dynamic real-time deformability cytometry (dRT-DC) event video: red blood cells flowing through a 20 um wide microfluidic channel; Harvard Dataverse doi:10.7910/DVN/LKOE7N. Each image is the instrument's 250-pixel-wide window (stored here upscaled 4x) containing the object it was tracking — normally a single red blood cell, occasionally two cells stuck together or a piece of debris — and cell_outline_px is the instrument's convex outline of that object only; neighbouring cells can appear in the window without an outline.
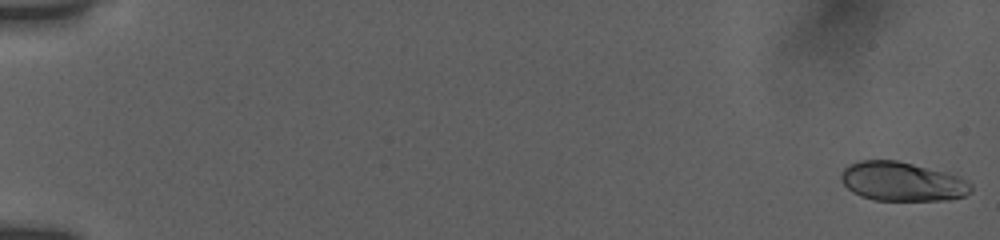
{"species": "human", "species_latin": "Homo sapiens", "temperature_condition": "room temperature", "stored_images_in_passage": 55, "camera_frame_rate_fps": 3000, "um_per_image_px": 0.085, "donor": {"sex": "female"}, "frame": {"image": 1, "passage_image": 1, "time_ms": 0.0, "image_size_px": [1000, 240], "cell_outline_px": [[972, 192], [964, 196], [948, 200], [872, 200], [860, 196], [852, 192], [840, 180], [840, 176], [844, 168], [848, 164], [860, 160], [896, 160], [960, 176], [968, 180], [972, 184]], "centroid_in_image_um": [76.68, 15.44], "position_along_channel_um": 8.3, "area_um2": 29.77}}
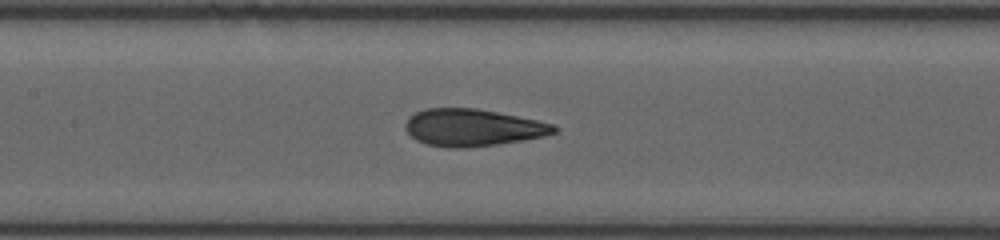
{"frame": {"image": 2, "passage_image": 28, "time_ms": 9.0, "image_size_px": [1000, 240], "cell_outline_px": [[556, 132], [544, 136], [496, 144], [464, 148], [448, 148], [428, 144], [416, 140], [404, 128], [404, 124], [408, 116], [424, 108], [476, 108], [536, 120], [552, 124], [556, 128]], "centroid_in_image_um": [40.11, 10.84], "position_along_channel_um": 167.3, "area_um2": 31.91}}
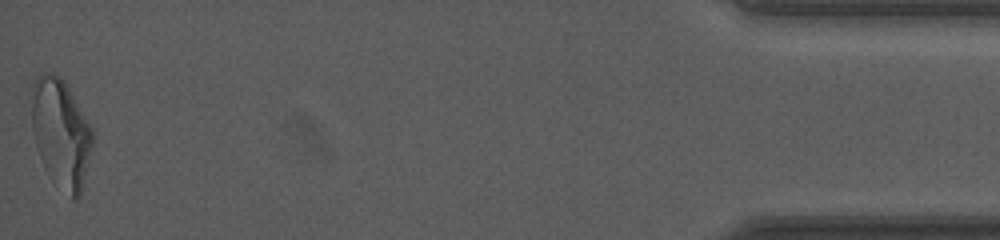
{"frame": {"image": 3, "passage_image": 55, "time_ms": 18.0, "image_size_px": [1000, 240], "cell_outline_px": [[96, 132], [80, 196], [76, 200], [72, 200], [48, 176], [44, 168], [36, 148], [32, 128], [32, 84], [36, 76], [40, 72], [44, 72], [60, 76], [64, 80]], "centroid_in_image_um": [5.2, 11.33], "position_along_channel_um": 430.0, "area_um2": 39.3}, "authors_computed_cell_mechanics": {"area_um2": 31.8478, "velocity_mm_per_s": 3.8355, "shape_relaxation_time_tau1_ms": 5.1492, "shape_relaxation_time_tau2_ms": 1.1005, "deformation_change_tau1": 0.1722, "deformation_change_tau2": 0.0687}}